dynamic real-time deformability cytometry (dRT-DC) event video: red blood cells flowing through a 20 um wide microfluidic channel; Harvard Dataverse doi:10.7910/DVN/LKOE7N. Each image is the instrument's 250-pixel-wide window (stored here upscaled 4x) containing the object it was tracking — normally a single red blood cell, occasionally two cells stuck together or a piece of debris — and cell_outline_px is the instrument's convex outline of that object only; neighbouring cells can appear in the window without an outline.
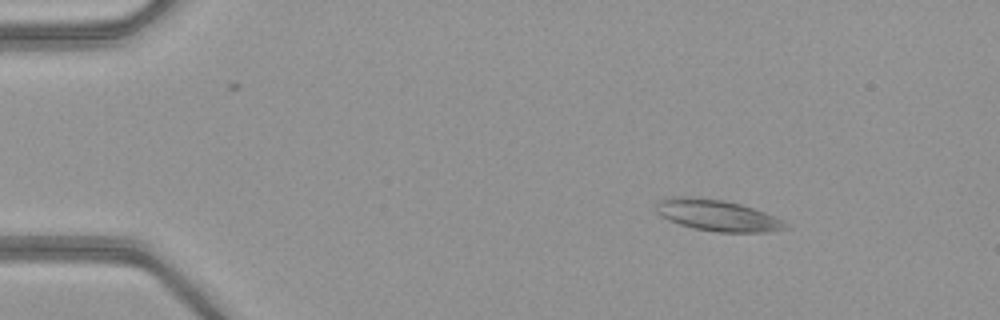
{"species": "common noctule bat (a hibernating species)", "species_latin": "Nyctalus noctula", "temperature_condition": "warm", "stored_images_in_passage": 52, "camera_frame_rate_fps": 3000, "um_per_image_px": 0.085, "animal": {"sex": "female", "body_mass_g": 21.9}, "frame": {"image": 1, "passage_image": 8, "time_ms": 2.333, "image_size_px": [1000, 320], "cell_outline_px": [[788, 228], [768, 232], [716, 232], [692, 228], [668, 220], [660, 216], [656, 212], [656, 204], [660, 200], [672, 196], [688, 196], [724, 200], [740, 204], [764, 212], [784, 220]], "centroid_in_image_um": [60.94, 18.3], "position_along_channel_um": 24.1, "area_um2": 23.64}}
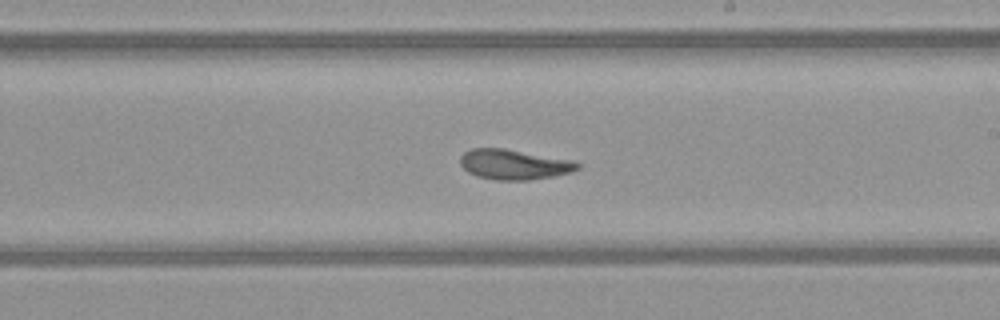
{"frame": {"image": 2, "passage_image": 31, "time_ms": 10.0, "image_size_px": [1000, 320], "cell_outline_px": [[580, 168], [572, 172], [552, 176], [528, 180], [496, 180], [476, 176], [468, 172], [460, 164], [460, 156], [464, 152], [472, 148], [504, 148], [572, 160], [580, 164]], "centroid_in_image_um": [43.67, 13.98], "position_along_channel_um": 245.3, "area_um2": 20.58}}
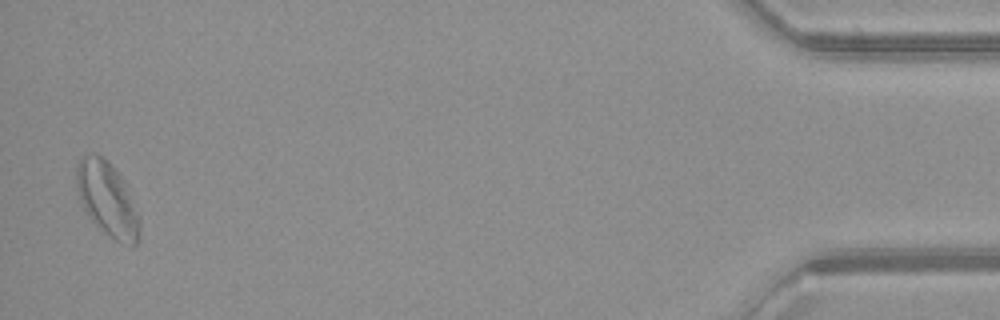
{"frame": {"image": 3, "passage_image": 51, "time_ms": 16.667, "image_size_px": [1000, 320], "cell_outline_px": [[140, 232], [136, 244], [132, 248], [116, 240], [96, 224], [92, 220], [84, 208], [80, 200], [76, 184], [76, 164], [80, 156], [96, 152], [116, 168], [140, 216]], "centroid_in_image_um": [9.12, 16.9], "position_along_channel_um": 426.1, "area_um2": 27.11}, "authors_computed_cell_mechanics": {"area_um2": 21.5305, "velocity_mm_per_s": 4.0237, "shape_relaxation_time_tau1_ms": null, "shape_relaxation_time_tau2_ms": 3.4325, "deformation_change_tau1": null, "deformation_change_tau2": 0.1123}}